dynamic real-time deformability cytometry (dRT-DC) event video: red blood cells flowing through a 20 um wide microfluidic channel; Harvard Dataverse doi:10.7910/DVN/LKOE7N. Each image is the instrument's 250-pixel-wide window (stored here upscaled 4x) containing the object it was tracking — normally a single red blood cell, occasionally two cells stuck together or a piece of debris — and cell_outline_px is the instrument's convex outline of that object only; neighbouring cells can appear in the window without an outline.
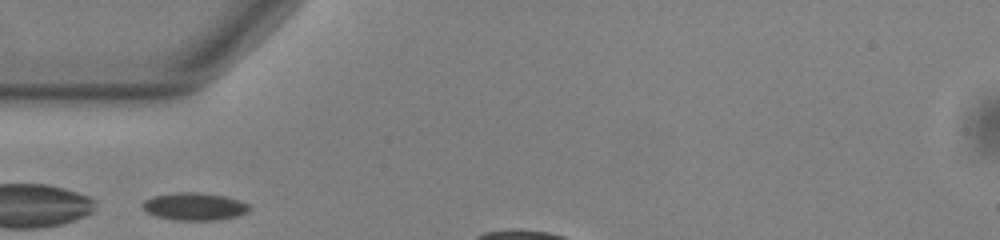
{"species": "common noctule bat (a hibernating species)", "species_latin": "Nyctalus noctula", "temperature_condition": "warm", "stored_images_in_passage": 7, "camera_frame_rate_fps": 3000, "um_per_image_px": 0.085, "animal": {"sex": "male", "body_mass_g": 13.0, "forearm_length_mm": 53.1}, "frame": {"image": 1, "passage_image": 1, "time_ms": 0.0, "image_size_px": [1000, 240], "cell_outline_px": [[252, 208], [248, 212], [240, 216], [220, 220], [176, 220], [156, 216], [148, 212], [140, 204], [144, 200], [152, 196], [176, 192], [200, 192], [224, 196], [240, 200], [248, 204]], "centroid_in_image_um": [16.57, 17.55], "position_along_channel_um": 68.4, "area_um2": 17.4}}
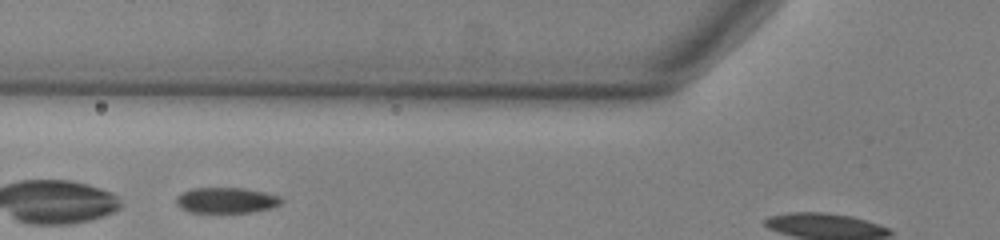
{"frame": {"image": 2, "passage_image": 4, "time_ms": 1.0, "image_size_px": [1000, 240], "cell_outline_px": [[284, 200], [280, 204], [272, 208], [252, 212], [192, 212], [180, 208], [176, 204], [176, 196], [180, 192], [192, 188], [244, 188], [264, 192], [280, 196]], "centroid_in_image_um": [19.23, 17.02], "position_along_channel_um": 106.6, "area_um2": 15.84}}